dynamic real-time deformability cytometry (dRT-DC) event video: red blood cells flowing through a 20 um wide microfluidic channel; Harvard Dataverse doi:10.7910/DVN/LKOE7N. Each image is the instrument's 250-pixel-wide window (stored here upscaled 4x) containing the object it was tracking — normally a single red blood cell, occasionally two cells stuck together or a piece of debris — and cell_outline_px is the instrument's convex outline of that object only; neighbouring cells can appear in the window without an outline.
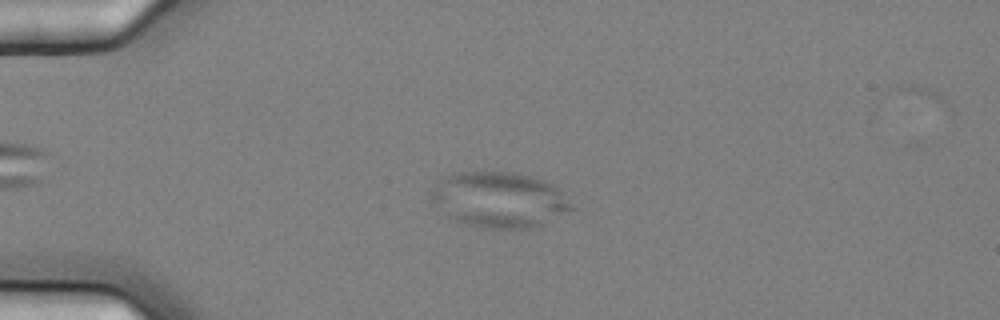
{"species": "common noctule bat (a hibernating species)", "species_latin": "Nyctalus noctula", "temperature_condition": "cold", "stored_images_in_passage": 2, "camera_frame_rate_fps": 3000, "um_per_image_px": 0.085, "animal": {"sex": "female", "body_mass_g": 25.1}, "frame": {"image": 1, "passage_image": 1, "time_ms": 0.0, "image_size_px": [1000, 320], "cell_outline_px": [[580, 208], [532, 228], [488, 228], [464, 224], [448, 220], [428, 196], [436, 180], [452, 172], [516, 172], [532, 176], [556, 184]], "centroid_in_image_um": [42.46, 16.97], "position_along_channel_um": 42.5, "area_um2": 46.93}}